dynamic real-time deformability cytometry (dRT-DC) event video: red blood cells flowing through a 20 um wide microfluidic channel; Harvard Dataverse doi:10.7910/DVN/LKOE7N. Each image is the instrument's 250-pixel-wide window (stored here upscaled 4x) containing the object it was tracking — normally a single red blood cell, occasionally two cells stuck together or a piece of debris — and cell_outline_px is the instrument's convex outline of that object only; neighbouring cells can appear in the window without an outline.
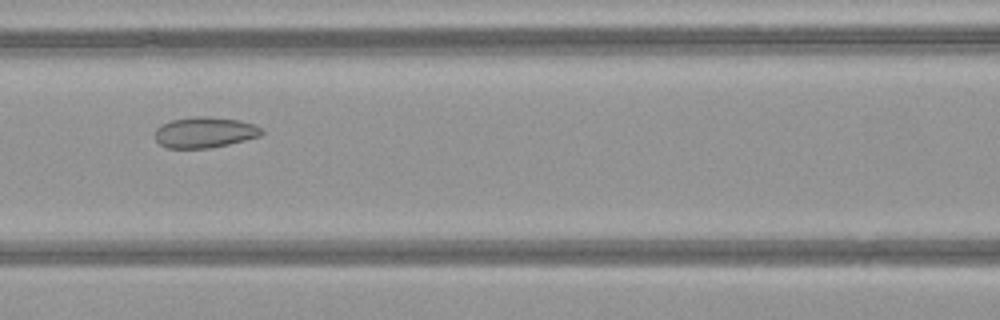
{"species": "common noctule bat (a hibernating species)", "species_latin": "Nyctalus noctula", "temperature_condition": "warm", "stored_images_in_passage": 48, "camera_frame_rate_fps": 3000, "um_per_image_px": 0.085, "animal": {"sex": "female", "body_mass_g": 21.9}, "frame": {"image": 1, "passage_image": 20, "time_ms": 6.333, "image_size_px": [1000, 320], "cell_outline_px": [[264, 132], [260, 136], [228, 144], [208, 148], [168, 148], [160, 144], [156, 140], [156, 128], [160, 124], [172, 120], [196, 116], [204, 116], [240, 120], [256, 124], [264, 128]], "centroid_in_image_um": [17.43, 11.24], "position_along_channel_um": 149.2, "area_um2": 19.19}}
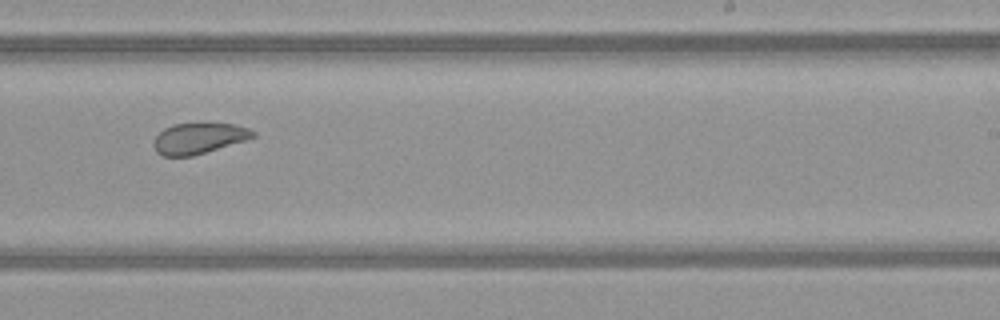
{"frame": {"image": 2, "passage_image": 29, "time_ms": 9.333, "image_size_px": [1000, 320], "cell_outline_px": [[256, 136], [244, 140], [192, 156], [164, 156], [156, 152], [152, 144], [156, 136], [164, 128], [172, 124], [236, 124], [248, 128], [256, 132]], "centroid_in_image_um": [16.86, 11.76], "position_along_channel_um": 272.1, "area_um2": 17.57}}
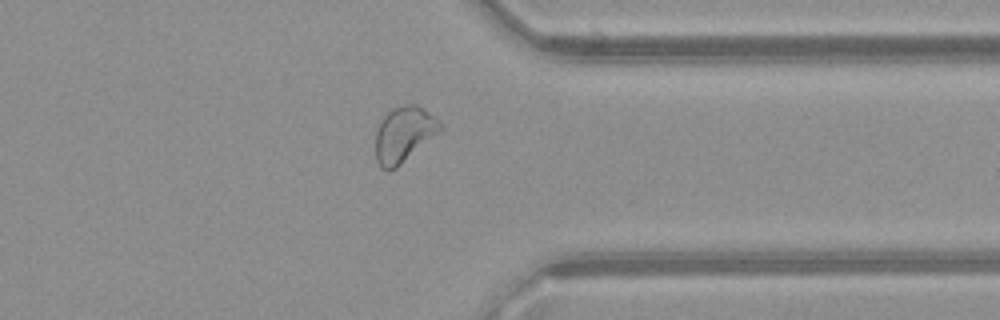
{"frame": {"image": 3, "passage_image": 37, "time_ms": 12.0, "image_size_px": [1000, 320], "cell_outline_px": [[444, 128], [440, 132], [396, 168], [388, 172], [380, 168], [376, 160], [376, 128], [384, 116], [392, 108], [404, 104], [416, 104], [440, 120], [444, 124]], "centroid_in_image_um": [34.34, 11.42], "position_along_channel_um": 377.1, "area_um2": 21.15}}